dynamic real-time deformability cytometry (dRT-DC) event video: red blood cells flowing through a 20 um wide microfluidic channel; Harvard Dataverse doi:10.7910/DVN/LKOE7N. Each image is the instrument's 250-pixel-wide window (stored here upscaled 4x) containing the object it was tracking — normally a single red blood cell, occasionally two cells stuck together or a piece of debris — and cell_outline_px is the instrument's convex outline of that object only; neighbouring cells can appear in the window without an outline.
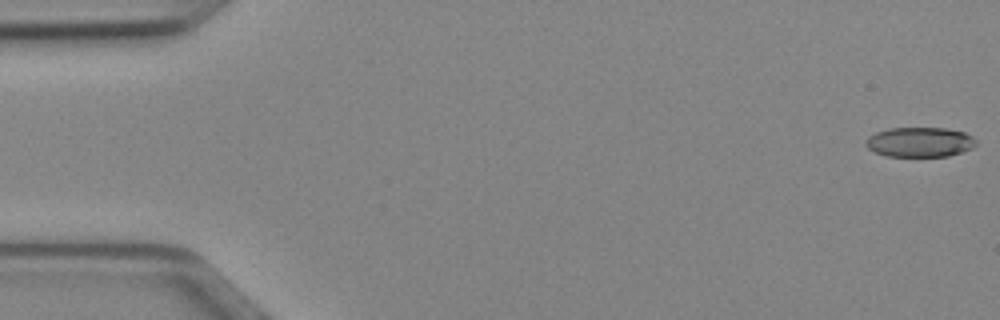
{"species": "Egyptian fruit bat (a non-hibernating species)", "species_latin": "Rousettus aegyptiacus", "temperature_condition": "cold", "stored_images_in_passage": 11, "camera_frame_rate_fps": 3000, "um_per_image_px": 0.085, "animal": {"sex": "female"}, "frame": {"image": 1, "passage_image": 1, "time_ms": 0.0, "image_size_px": [1000, 320], "cell_outline_px": [[976, 144], [972, 148], [948, 156], [884, 156], [868, 148], [864, 144], [868, 136], [876, 132], [888, 128], [944, 128], [964, 132], [972, 136], [976, 140]], "centroid_in_image_um": [78.16, 12.07], "position_along_channel_um": 6.8, "area_um2": 19.13}}